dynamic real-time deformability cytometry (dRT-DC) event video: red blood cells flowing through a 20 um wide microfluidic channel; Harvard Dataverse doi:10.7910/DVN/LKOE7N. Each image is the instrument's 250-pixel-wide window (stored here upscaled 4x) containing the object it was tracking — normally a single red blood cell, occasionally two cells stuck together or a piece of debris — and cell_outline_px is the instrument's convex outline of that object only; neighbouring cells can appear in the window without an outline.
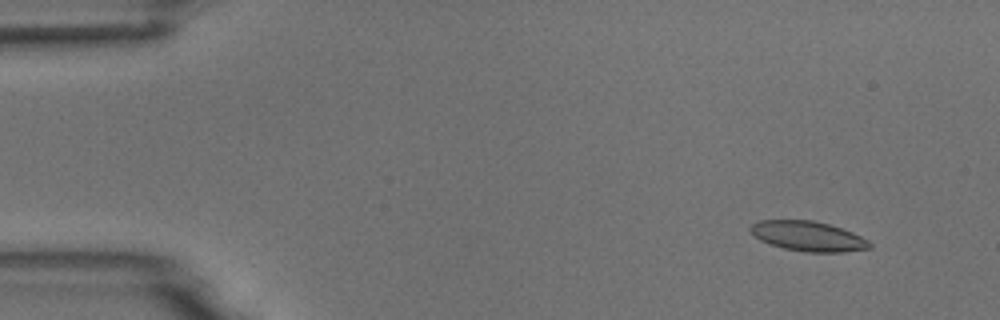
{"species": "common noctule bat (a hibernating species)", "species_latin": "Nyctalus noctula", "temperature_condition": "room temperature", "stored_images_in_passage": 9, "camera_frame_rate_fps": 3000, "um_per_image_px": 0.085, "animal": {"sex": "male", "body_mass_g": 18.8}, "frame": {"image": 1, "passage_image": 2, "time_ms": 1.333, "image_size_px": [1000, 320], "cell_outline_px": [[872, 248], [844, 252], [804, 252], [784, 248], [760, 240], [748, 228], [752, 224], [760, 220], [812, 220], [828, 224], [852, 232], [868, 240], [872, 244]], "centroid_in_image_um": [68.71, 20.08], "position_along_channel_um": 16.3, "area_um2": 20.63}}
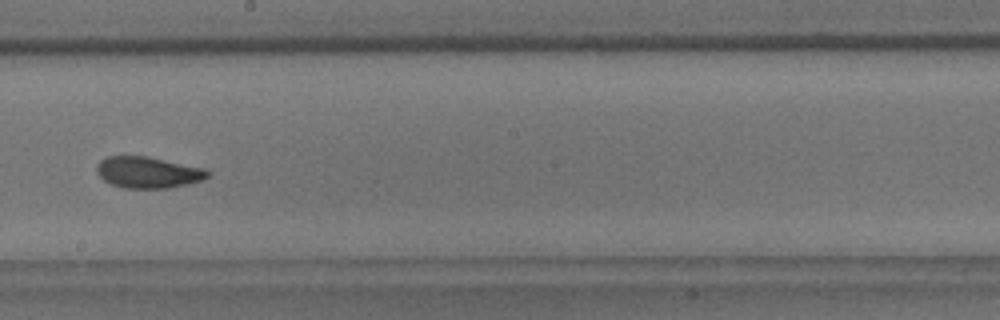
{"frame": {"image": 2, "passage_image": 9, "time_ms": 10.0, "image_size_px": [1000, 320], "cell_outline_px": [[212, 172], [208, 176], [200, 180], [188, 184], [168, 188], [124, 188], [112, 184], [104, 180], [96, 172], [96, 164], [100, 160], [108, 156], [148, 156], [204, 168]], "centroid_in_image_um": [12.57, 14.64], "position_along_channel_um": 235.6, "area_um2": 20.29}}